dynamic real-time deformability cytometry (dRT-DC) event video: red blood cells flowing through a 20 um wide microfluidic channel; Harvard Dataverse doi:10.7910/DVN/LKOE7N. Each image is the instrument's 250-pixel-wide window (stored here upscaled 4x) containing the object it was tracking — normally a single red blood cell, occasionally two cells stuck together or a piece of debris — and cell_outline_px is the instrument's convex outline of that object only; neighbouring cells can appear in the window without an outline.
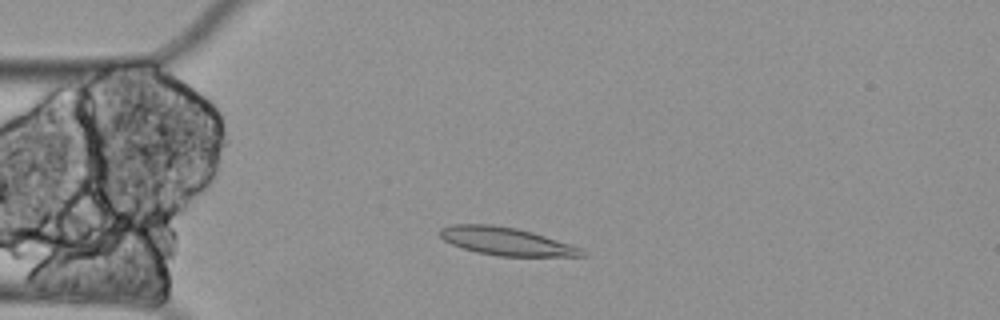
{"species": "Egyptian fruit bat (a non-hibernating species)", "species_latin": "Rousettus aegyptiacus", "temperature_condition": "cold", "stored_images_in_passage": 51, "camera_frame_rate_fps": 3000, "um_per_image_px": 0.085, "animal": {"sex": "female"}, "frame": {"image": 1, "passage_image": 5, "time_ms": 1.333, "image_size_px": [1000, 320], "cell_outline_px": [[588, 256], [500, 256], [476, 252], [452, 244], [444, 240], [436, 232], [440, 228], [452, 224], [492, 224], [516, 228], [532, 232], [580, 248]], "centroid_in_image_um": [42.96, 20.5], "position_along_channel_um": 42.0, "area_um2": 22.89}}
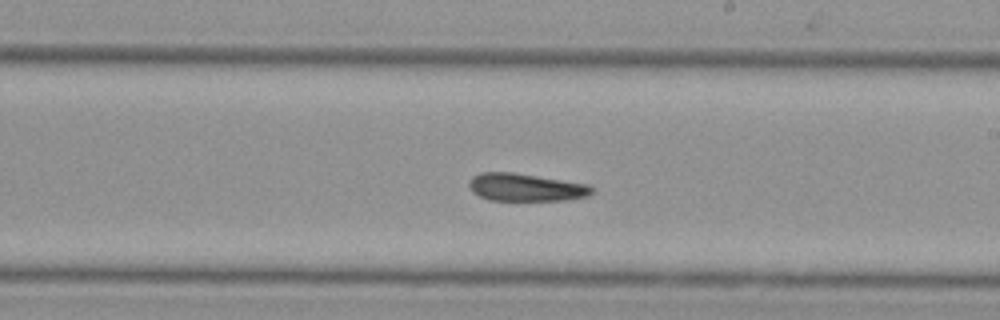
{"frame": {"image": 2, "passage_image": 25, "time_ms": 8.0, "image_size_px": [1000, 320], "cell_outline_px": [[592, 192], [588, 196], [564, 200], [488, 200], [472, 192], [468, 188], [468, 184], [472, 176], [480, 172], [512, 172], [588, 184], [592, 188]], "centroid_in_image_um": [44.63, 15.92], "position_along_channel_um": 244.4, "area_um2": 19.77}}
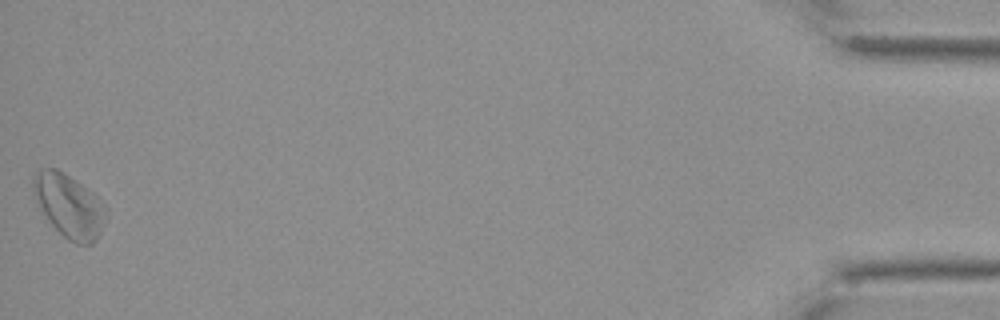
{"frame": {"image": 3, "passage_image": 51, "time_ms": 16.667, "image_size_px": [1000, 320], "cell_outline_px": [[108, 216], [100, 236], [92, 244], [76, 244], [68, 240], [48, 220], [40, 208], [36, 200], [32, 188], [32, 176], [40, 168], [56, 168], [64, 172], [76, 180], [92, 192], [108, 208]], "centroid_in_image_um": [5.9, 17.49], "position_along_channel_um": 429.3, "area_um2": 27.17}}